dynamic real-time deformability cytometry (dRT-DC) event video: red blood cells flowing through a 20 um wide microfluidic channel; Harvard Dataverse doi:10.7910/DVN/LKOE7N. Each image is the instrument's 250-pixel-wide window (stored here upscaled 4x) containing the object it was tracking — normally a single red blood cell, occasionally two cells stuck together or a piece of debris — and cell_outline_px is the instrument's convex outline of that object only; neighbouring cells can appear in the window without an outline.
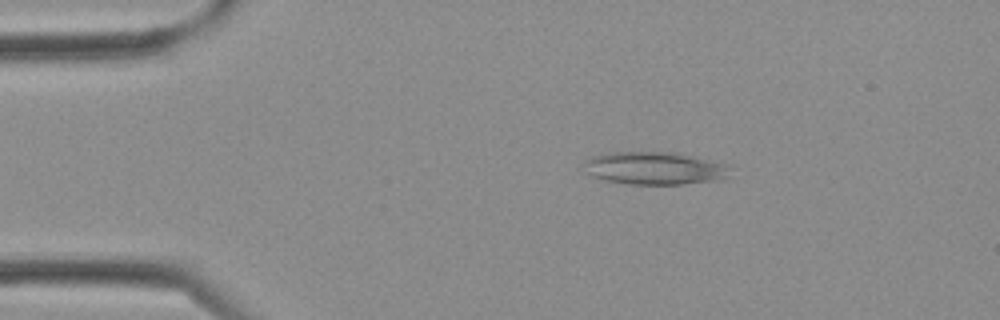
{"species": "Egyptian fruit bat (a non-hibernating species)", "species_latin": "Rousettus aegyptiacus", "temperature_condition": "cold", "stored_images_in_passage": 2, "camera_frame_rate_fps": 3000, "um_per_image_px": 0.085, "frame": {"image": 1, "passage_image": 1, "time_ms": 0.0, "image_size_px": [1000, 320], "cell_outline_px": [[728, 164], [724, 180], [684, 184], [628, 184], [608, 180], [592, 176], [584, 172], [584, 160], [592, 156], [612, 152], [676, 152]], "centroid_in_image_um": [55.61, 14.29], "position_along_channel_um": 29.4, "area_um2": 27.92}}